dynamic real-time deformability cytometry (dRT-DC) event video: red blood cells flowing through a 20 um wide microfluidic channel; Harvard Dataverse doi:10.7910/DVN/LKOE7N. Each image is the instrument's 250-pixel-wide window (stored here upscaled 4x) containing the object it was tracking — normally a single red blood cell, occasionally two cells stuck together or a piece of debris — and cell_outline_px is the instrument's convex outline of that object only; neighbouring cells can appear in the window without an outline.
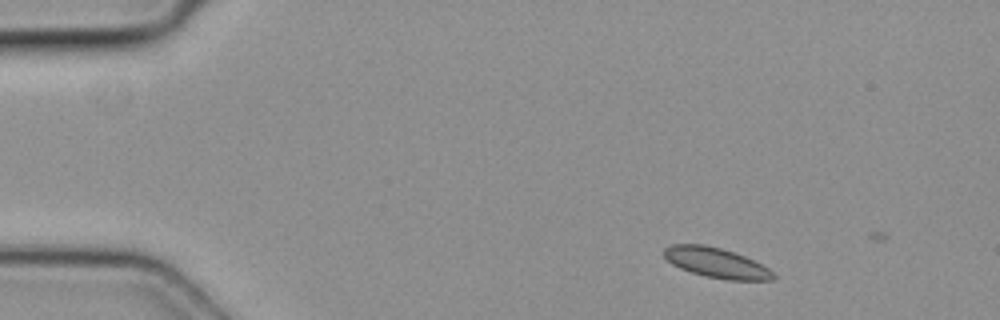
{"species": "common noctule bat (a hibernating species)", "species_latin": "Nyctalus noctula", "temperature_condition": "cold", "stored_images_in_passage": 4, "camera_frame_rate_fps": 3000, "um_per_image_px": 0.085, "animal": {"sex": "female", "body_mass_g": 19.3, "forearm_length_mm": 54.1}, "frame": {"image": 1, "passage_image": 2, "time_ms": 0.333, "image_size_px": [1000, 320], "cell_outline_px": [[776, 276], [772, 280], [728, 280], [704, 276], [680, 268], [672, 264], [664, 256], [664, 248], [672, 244], [704, 244], [720, 248], [744, 256], [768, 268]], "centroid_in_image_um": [60.86, 22.33], "position_along_channel_um": 24.1, "area_um2": 18.9}}